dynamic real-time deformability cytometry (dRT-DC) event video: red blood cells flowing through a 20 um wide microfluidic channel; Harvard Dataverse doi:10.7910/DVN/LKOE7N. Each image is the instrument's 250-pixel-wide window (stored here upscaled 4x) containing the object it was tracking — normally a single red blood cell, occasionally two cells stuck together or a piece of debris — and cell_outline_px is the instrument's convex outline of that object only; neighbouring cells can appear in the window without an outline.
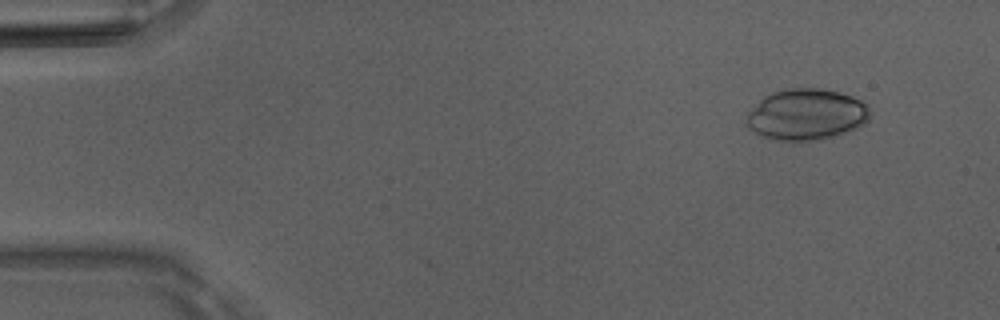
{"species": "Egyptian fruit bat (a non-hibernating species)", "species_latin": "Rousettus aegyptiacus", "temperature_condition": "room temperature", "stored_images_in_passage": 8, "camera_frame_rate_fps": 3000, "um_per_image_px": 0.085, "animal": {"sex": "male"}, "frame": {"image": 1, "passage_image": 5, "time_ms": 1.333, "image_size_px": [1000, 320], "cell_outline_px": [[868, 120], [864, 124], [856, 128], [832, 136], [816, 140], [768, 140], [760, 136], [748, 128], [748, 112], [764, 96], [772, 92], [784, 88], [820, 88], [840, 92], [864, 100], [868, 104]], "centroid_in_image_um": [68.54, 9.72], "position_along_channel_um": 16.5, "area_um2": 36.88}}